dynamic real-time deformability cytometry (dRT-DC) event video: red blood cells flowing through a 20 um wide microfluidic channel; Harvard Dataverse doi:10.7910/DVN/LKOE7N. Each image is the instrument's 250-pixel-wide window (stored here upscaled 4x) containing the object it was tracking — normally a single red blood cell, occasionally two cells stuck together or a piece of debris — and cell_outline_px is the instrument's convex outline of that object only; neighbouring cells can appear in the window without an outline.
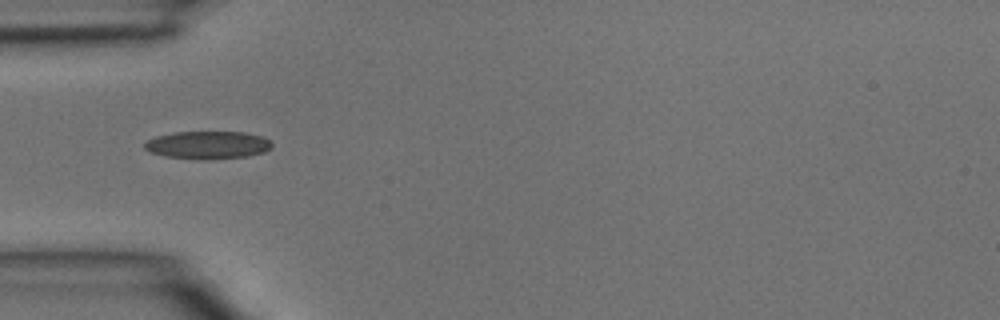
{"species": "common noctule bat (a hibernating species)", "species_latin": "Nyctalus noctula", "temperature_condition": "room temperature", "stored_images_in_passage": 1, "camera_frame_rate_fps": 3000, "um_per_image_px": 0.085, "animal": {"sex": "male", "body_mass_g": 15.6}, "frame": {"image": 1, "passage_image": 1, "time_ms": 0.0, "image_size_px": [1000, 320], "cell_outline_px": [[272, 148], [264, 152], [248, 156], [208, 160], [164, 156], [148, 152], [144, 148], [144, 144], [148, 140], [156, 136], [176, 132], [244, 132], [260, 136], [268, 140], [272, 144]], "centroid_in_image_um": [17.64, 12.33], "position_along_channel_um": 67.4, "area_um2": 20.63}}